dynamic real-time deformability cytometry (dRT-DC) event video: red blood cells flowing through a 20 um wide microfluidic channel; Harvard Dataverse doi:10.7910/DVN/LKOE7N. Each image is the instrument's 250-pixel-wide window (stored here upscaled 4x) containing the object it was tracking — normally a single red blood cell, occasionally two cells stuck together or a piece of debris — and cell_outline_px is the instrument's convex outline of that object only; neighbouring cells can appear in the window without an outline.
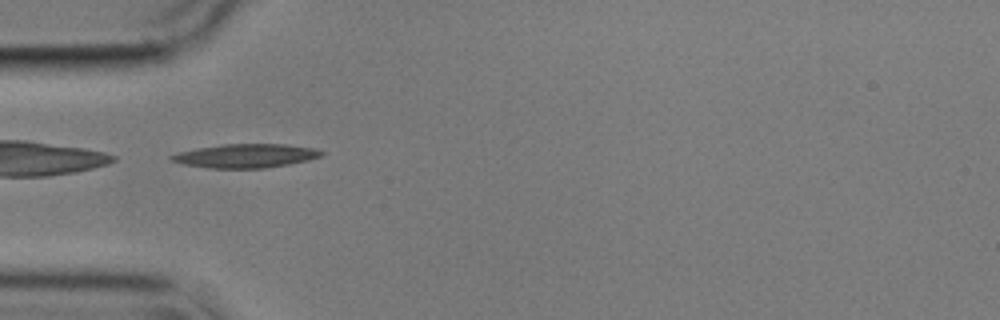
{"species": "common noctule bat (a hibernating species)", "species_latin": "Nyctalus noctula", "temperature_condition": "cold", "stored_images_in_passage": 38, "camera_frame_rate_fps": 3000, "um_per_image_px": 0.085, "animal": {"sex": "male", "body_mass_g": 17.9}, "frame": {"image": 1, "passage_image": 1, "time_ms": 0.0, "image_size_px": [1000, 320], "cell_outline_px": [[324, 156], [308, 160], [288, 164], [264, 168], [208, 168], [184, 164], [172, 160], [168, 156], [180, 152], [196, 148], [224, 144], [284, 144], [312, 148], [324, 152]], "centroid_in_image_um": [20.9, 13.24], "position_along_channel_um": 64.1, "area_um2": 20.63}}
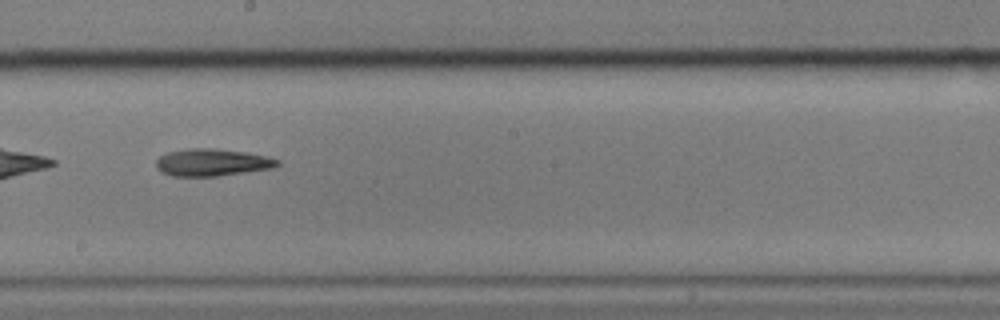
{"frame": {"image": 2, "passage_image": 15, "time_ms": 4.667, "image_size_px": [1000, 320], "cell_outline_px": [[280, 164], [272, 168], [216, 176], [172, 176], [160, 172], [156, 168], [156, 160], [160, 156], [168, 152], [188, 148], [216, 148], [244, 152], [264, 156], [280, 160]], "centroid_in_image_um": [17.98, 13.8], "position_along_channel_um": 230.2, "area_um2": 19.19}}
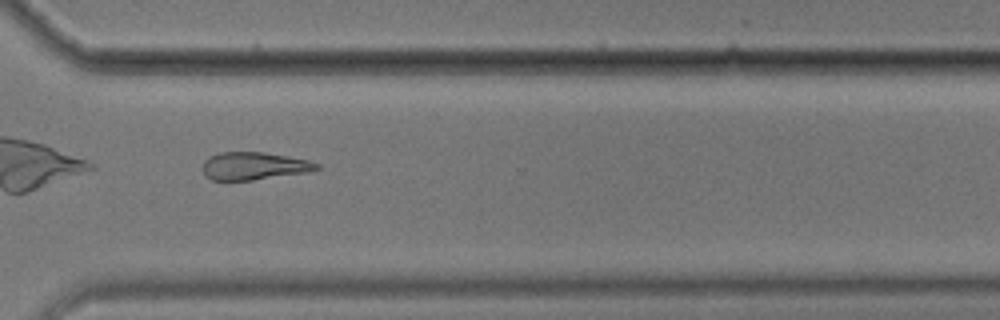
{"frame": {"image": 3, "passage_image": 25, "time_ms": 8.0, "image_size_px": [1000, 320], "cell_outline_px": [[320, 168], [304, 172], [252, 180], [212, 180], [204, 176], [204, 160], [220, 152], [264, 152], [288, 156], [308, 160], [320, 164]], "centroid_in_image_um": [21.57, 14.1], "position_along_channel_um": 349.0, "area_um2": 18.15}, "authors_computed_cell_mechanics": {"area_um2": 19.4208, "velocity_mm_per_s": 3.5706, "shape_relaxation_time_tau1_ms": 8.5176, "shape_relaxation_time_tau2_ms": null, "deformation_change_tau1": 0.1756, "deformation_change_tau2": null}}